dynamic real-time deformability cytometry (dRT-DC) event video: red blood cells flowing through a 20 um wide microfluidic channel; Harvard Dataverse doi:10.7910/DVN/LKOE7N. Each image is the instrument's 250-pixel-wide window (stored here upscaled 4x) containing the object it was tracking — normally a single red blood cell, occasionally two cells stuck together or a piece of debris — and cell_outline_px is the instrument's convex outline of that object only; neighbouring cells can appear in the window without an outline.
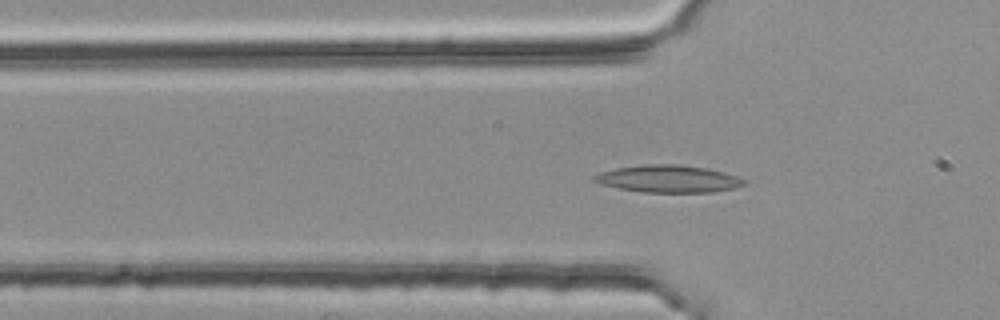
{"species": "common noctule bat (a hibernating species)", "species_latin": "Nyctalus noctula", "temperature_condition": "room temperature", "stored_images_in_passage": 24, "camera_frame_rate_fps": 3000, "um_per_image_px": 0.085, "animal": {"sex": "female", "body_mass_g": 25.1}, "frame": {"image": 1, "passage_image": 13, "time_ms": 4.0, "image_size_px": [1000, 320], "cell_outline_px": [[748, 184], [732, 188], [712, 192], [640, 192], [600, 184], [592, 180], [592, 176], [600, 172], [616, 168], [644, 164], [676, 164], [704, 168], [736, 176], [744, 180]], "centroid_in_image_um": [56.75, 15.2], "position_along_channel_um": 69.1, "area_um2": 23.58}}
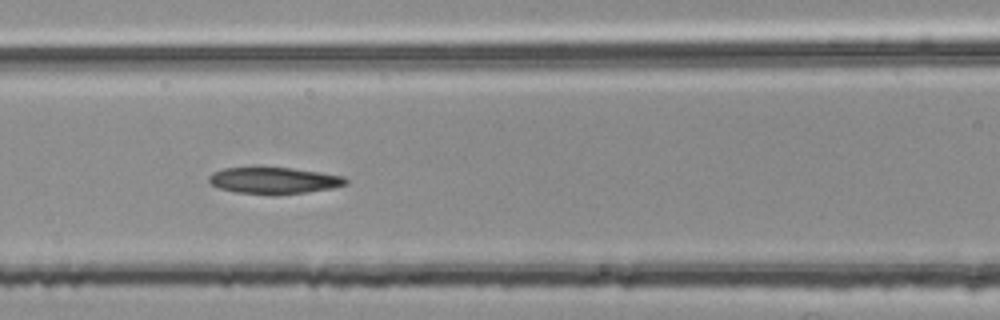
{"frame": {"image": 2, "passage_image": 19, "time_ms": 6.0, "image_size_px": [1000, 320], "cell_outline_px": [[348, 184], [332, 188], [276, 196], [236, 192], [220, 188], [212, 184], [208, 180], [208, 176], [212, 172], [224, 168], [292, 168], [320, 172], [344, 176], [348, 180]], "centroid_in_image_um": [23.3, 15.36], "position_along_channel_um": 143.3, "area_um2": 21.21}}
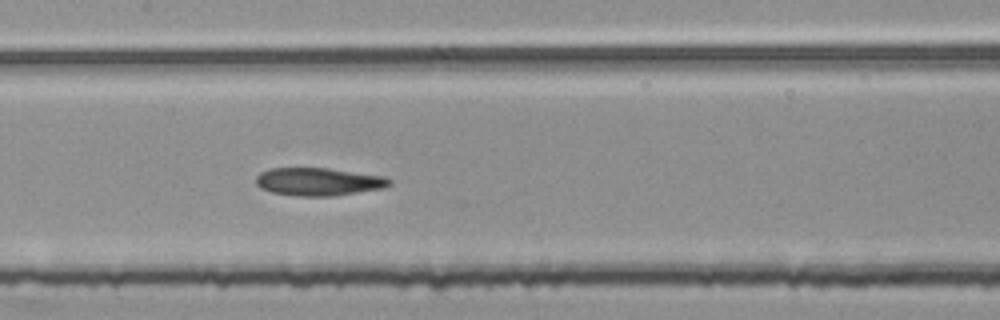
{"frame": {"image": 3, "passage_image": 22, "time_ms": 7.0, "image_size_px": [1000, 320], "cell_outline_px": [[392, 184], [384, 188], [332, 196], [300, 196], [272, 192], [260, 188], [256, 184], [256, 176], [260, 172], [268, 168], [328, 168], [388, 176], [392, 180]], "centroid_in_image_um": [27.11, 15.43], "position_along_channel_um": 180.3, "area_um2": 21.91}}